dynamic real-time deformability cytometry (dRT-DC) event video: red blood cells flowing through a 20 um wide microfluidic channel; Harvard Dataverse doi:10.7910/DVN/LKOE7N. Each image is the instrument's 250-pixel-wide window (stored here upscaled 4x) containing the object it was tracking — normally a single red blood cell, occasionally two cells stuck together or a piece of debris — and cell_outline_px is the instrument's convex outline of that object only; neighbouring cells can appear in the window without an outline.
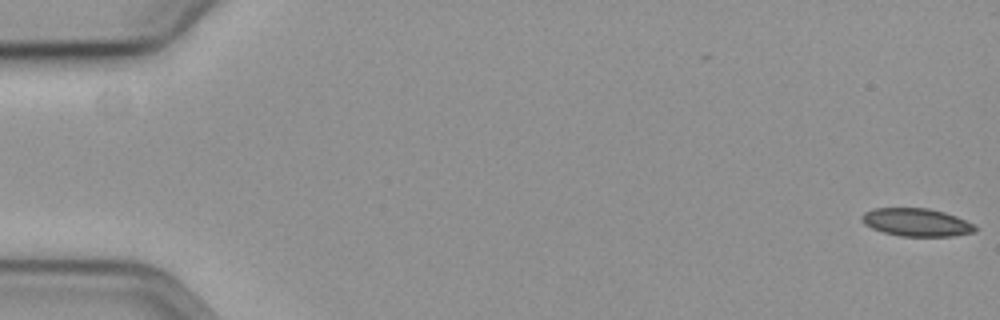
{"species": "common noctule bat (a hibernating species)", "species_latin": "Nyctalus noctula", "temperature_condition": "cold", "stored_images_in_passage": 59, "camera_frame_rate_fps": 3000, "um_per_image_px": 0.085, "animal": {"sex": "female", "body_mass_g": 19.3, "forearm_length_mm": 54.1}, "frame": {"image": 1, "passage_image": 1, "time_ms": 0.0, "image_size_px": [1000, 320], "cell_outline_px": [[976, 232], [952, 236], [900, 236], [884, 232], [872, 228], [864, 224], [860, 216], [864, 212], [872, 208], [928, 208], [944, 212], [956, 216], [972, 224], [976, 228]], "centroid_in_image_um": [77.87, 18.89], "position_along_channel_um": 7.1, "area_um2": 18.38}}
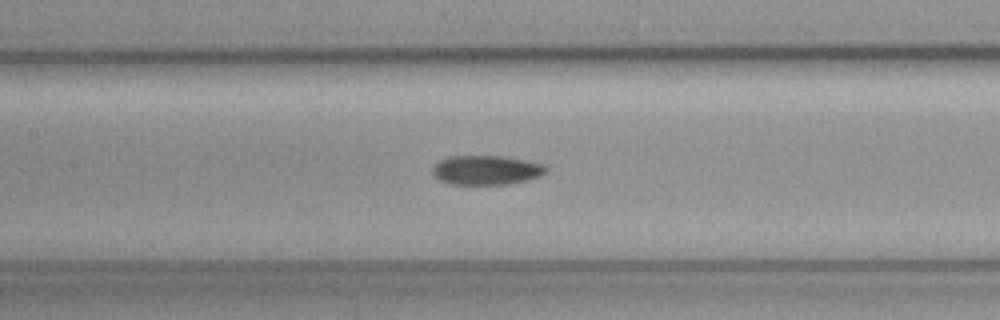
{"frame": {"image": 2, "passage_image": 28, "time_ms": 9.0, "image_size_px": [1000, 320], "cell_outline_px": [[548, 172], [540, 176], [528, 180], [508, 184], [452, 184], [440, 180], [432, 172], [432, 168], [440, 160], [448, 156], [504, 156], [544, 164], [548, 168]], "centroid_in_image_um": [41.37, 14.45], "position_along_channel_um": 166.0, "area_um2": 19.42}}
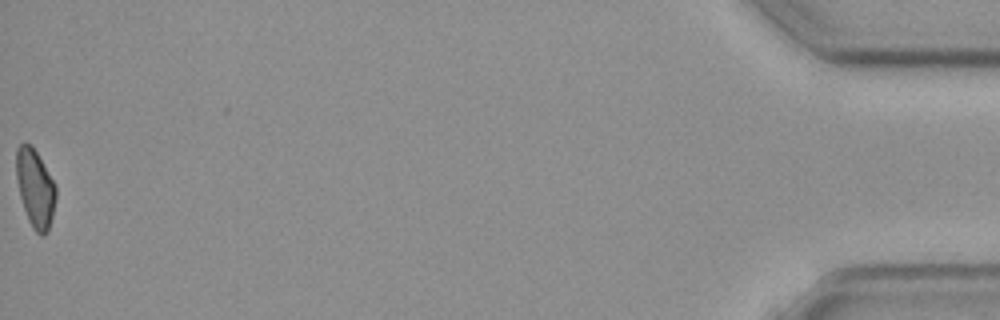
{"frame": {"image": 3, "passage_image": 59, "time_ms": 19.333, "image_size_px": [1000, 320], "cell_outline_px": [[56, 196], [52, 216], [48, 232], [44, 236], [40, 236], [32, 228], [28, 220], [20, 196], [16, 176], [16, 148], [24, 140], [32, 144], [56, 184]], "centroid_in_image_um": [2.99, 15.97], "position_along_channel_um": 432.2, "area_um2": 18.32}, "authors_computed_cell_mechanics": {"area_um2": 19.074, "velocity_mm_per_s": 3.6007, "shape_relaxation_time_tau1_ms": 6.4522, "shape_relaxation_time_tau2_ms": null, "deformation_change_tau1": 0.101, "deformation_change_tau2": null}}